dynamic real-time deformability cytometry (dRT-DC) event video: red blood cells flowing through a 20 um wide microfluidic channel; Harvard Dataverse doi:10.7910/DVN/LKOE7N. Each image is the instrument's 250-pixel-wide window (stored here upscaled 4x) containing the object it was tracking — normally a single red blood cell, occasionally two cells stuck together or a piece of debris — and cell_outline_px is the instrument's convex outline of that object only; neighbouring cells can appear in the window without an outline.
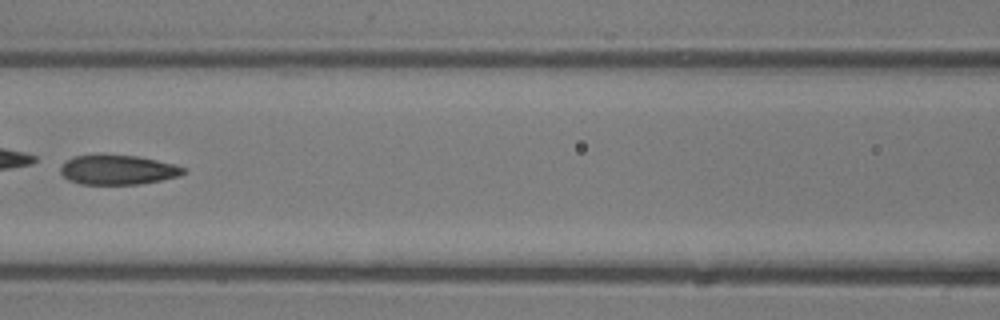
{"species": "common noctule bat (a hibernating species)", "species_latin": "Nyctalus noctula", "temperature_condition": "room temperature", "stored_images_in_passage": 42, "camera_frame_rate_fps": 3000, "um_per_image_px": 0.085, "animal": {"sex": "male", "body_mass_g": 13.3}, "frame": {"image": 1, "passage_image": 19, "time_ms": 6.0, "image_size_px": [1000, 320], "cell_outline_px": [[184, 172], [176, 176], [160, 180], [136, 184], [80, 184], [68, 180], [60, 172], [60, 168], [72, 156], [96, 152], [100, 152], [140, 156], [176, 164], [184, 168]], "centroid_in_image_um": [9.95, 14.38], "position_along_channel_um": 156.7, "area_um2": 21.73}}
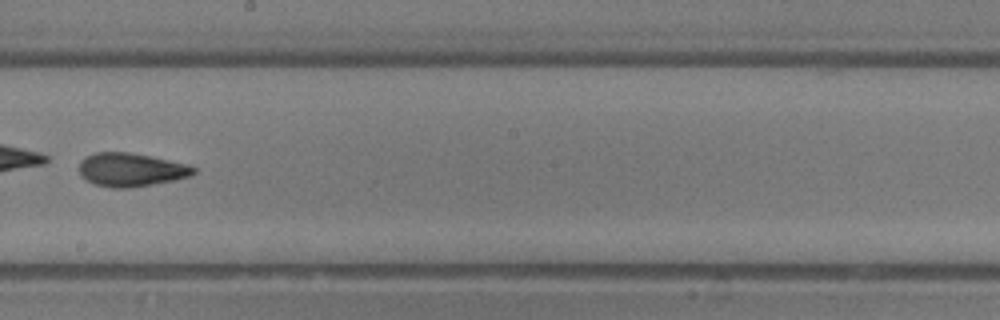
{"frame": {"image": 2, "passage_image": 24, "time_ms": 7.667, "image_size_px": [1000, 320], "cell_outline_px": [[196, 172], [188, 176], [172, 180], [152, 184], [128, 188], [112, 188], [92, 184], [80, 176], [80, 160], [84, 156], [96, 152], [128, 152], [148, 156], [184, 164], [196, 168]], "centroid_in_image_um": [11.04, 14.43], "position_along_channel_um": 237.2, "area_um2": 22.08}, "authors_computed_cell_mechanics": {"area_um2": 22.1374, "velocity_mm_per_s": 4.8276, "shape_relaxation_time_tau1_ms": 0.8921, "shape_relaxation_time_tau2_ms": 1.6863, "deformation_change_tau1": 0.2409, "deformation_change_tau2": 0.0993}}